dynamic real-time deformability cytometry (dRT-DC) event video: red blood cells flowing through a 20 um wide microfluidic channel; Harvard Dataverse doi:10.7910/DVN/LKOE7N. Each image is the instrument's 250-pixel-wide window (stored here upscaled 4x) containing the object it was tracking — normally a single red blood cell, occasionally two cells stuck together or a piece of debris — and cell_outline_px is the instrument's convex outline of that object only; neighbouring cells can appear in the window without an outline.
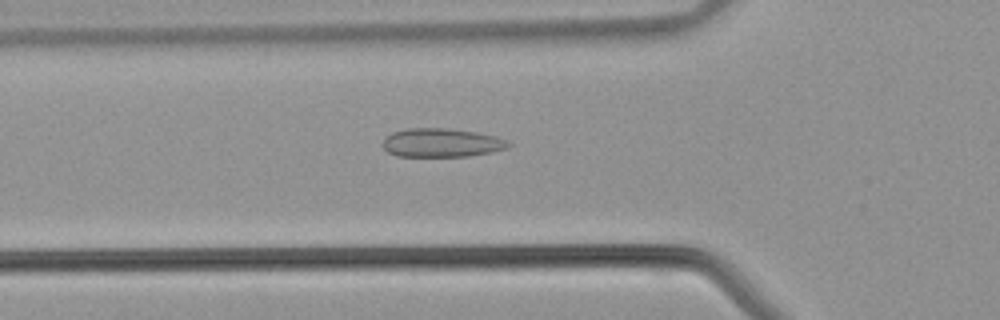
{"species": "common noctule bat (a hibernating species)", "species_latin": "Nyctalus noctula", "temperature_condition": "warm", "stored_images_in_passage": 29, "camera_frame_rate_fps": 3000, "um_per_image_px": 0.085, "animal": {"sex": "male", "body_mass_g": 21.5, "forearm_length_mm": 52.0}, "frame": {"image": 1, "passage_image": 2, "time_ms": 0.333, "image_size_px": [1000, 320], "cell_outline_px": [[512, 144], [508, 148], [492, 152], [468, 156], [396, 156], [388, 152], [380, 144], [392, 132], [404, 128], [448, 128], [476, 132], [496, 136], [508, 140]], "centroid_in_image_um": [37.54, 12.13], "position_along_channel_um": 88.3, "area_um2": 21.21}}
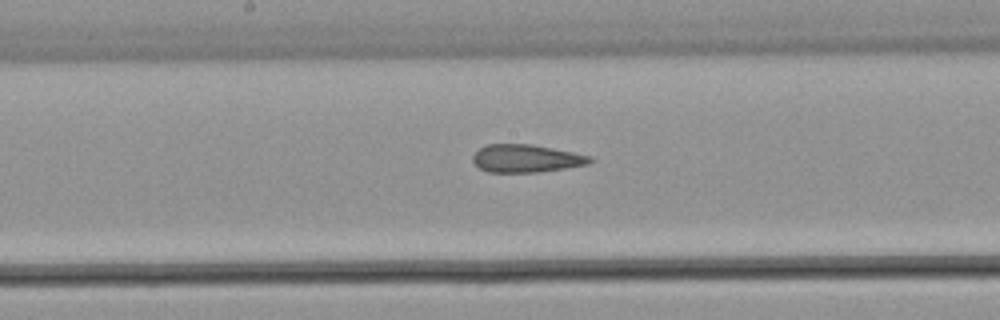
{"frame": {"image": 2, "passage_image": 9, "time_ms": 2.667, "image_size_px": [1000, 320], "cell_outline_px": [[596, 160], [588, 164], [564, 168], [536, 172], [488, 172], [480, 168], [472, 160], [472, 156], [480, 148], [488, 144], [532, 144], [592, 156]], "centroid_in_image_um": [44.74, 13.46], "position_along_channel_um": 203.5, "area_um2": 18.9}}
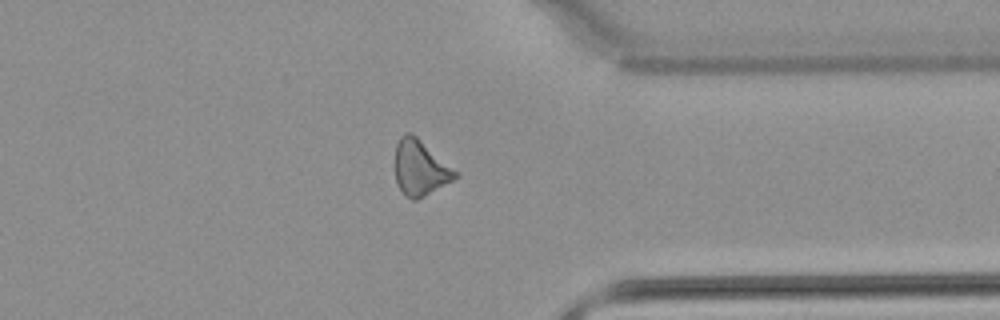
{"frame": {"image": 3, "passage_image": 20, "time_ms": 6.333, "image_size_px": [1000, 320], "cell_outline_px": [[460, 176], [424, 196], [416, 200], [412, 200], [400, 188], [396, 180], [396, 144], [400, 136], [404, 132], [412, 132], [460, 172]], "centroid_in_image_um": [35.76, 14.23], "position_along_channel_um": 375.6, "area_um2": 19.48}}